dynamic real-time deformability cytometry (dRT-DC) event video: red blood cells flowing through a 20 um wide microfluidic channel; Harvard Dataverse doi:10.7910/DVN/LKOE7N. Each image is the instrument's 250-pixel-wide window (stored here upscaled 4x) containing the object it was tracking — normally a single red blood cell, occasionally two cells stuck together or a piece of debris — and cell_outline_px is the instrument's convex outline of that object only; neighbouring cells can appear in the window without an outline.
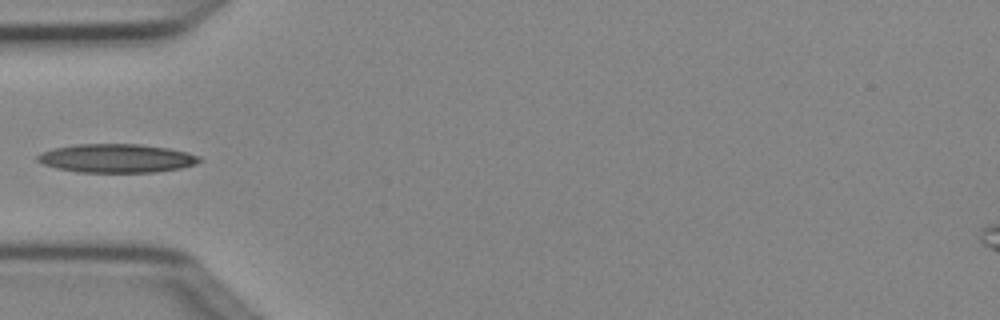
{"species": "Egyptian fruit bat (a non-hibernating species)", "species_latin": "Rousettus aegyptiacus", "temperature_condition": "cold", "stored_images_in_passage": 4, "camera_frame_rate_fps": 3000, "um_per_image_px": 0.085, "animal": {"sex": "female"}, "frame": {"image": 1, "passage_image": 3, "time_ms": 0.667, "image_size_px": [1000, 320], "cell_outline_px": [[204, 160], [196, 164], [180, 168], [156, 172], [80, 172], [56, 168], [44, 164], [36, 160], [36, 156], [44, 152], [56, 148], [76, 144], [140, 144], [168, 148], [188, 152], [200, 156]], "centroid_in_image_um": [9.97, 13.45], "position_along_channel_um": 75.0, "area_um2": 26.99}}
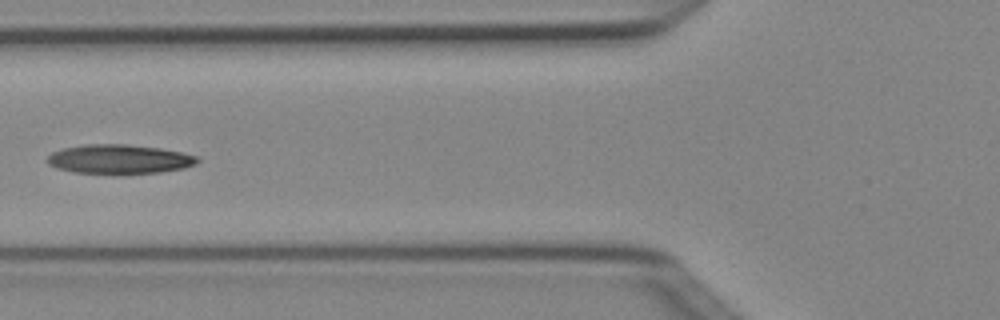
{"frame": {"image": 2, "passage_image": 4, "time_ms": 1.0, "image_size_px": [1000, 320], "cell_outline_px": [[200, 160], [196, 164], [184, 168], [160, 172], [72, 172], [56, 168], [48, 164], [44, 160], [52, 152], [64, 148], [84, 144], [128, 144], [160, 148], [184, 152], [200, 156]], "centroid_in_image_um": [10.16, 13.5], "position_along_channel_um": 115.6, "area_um2": 25.37}}